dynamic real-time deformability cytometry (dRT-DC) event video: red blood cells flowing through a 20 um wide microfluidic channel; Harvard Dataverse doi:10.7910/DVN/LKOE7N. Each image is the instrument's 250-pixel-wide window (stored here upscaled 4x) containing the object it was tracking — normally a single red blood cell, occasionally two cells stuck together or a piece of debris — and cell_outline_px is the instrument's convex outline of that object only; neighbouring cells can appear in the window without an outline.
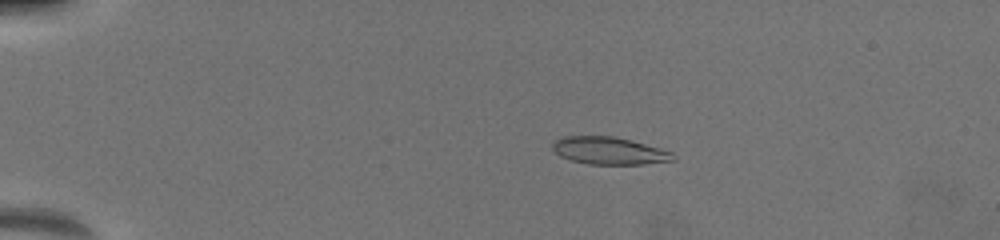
{"species": "common noctule bat (a hibernating species)", "species_latin": "Nyctalus noctula", "temperature_condition": "warm", "stored_images_in_passage": 52, "camera_frame_rate_fps": 3000, "um_per_image_px": 0.085, "animal": {"sex": "female", "body_mass_g": 19.5, "forearm_length_mm": 54.1}, "frame": {"image": 1, "passage_image": 12, "time_ms": 3.333, "image_size_px": [1000, 240], "cell_outline_px": [[676, 160], [644, 164], [588, 164], [572, 160], [560, 156], [552, 148], [552, 144], [556, 140], [564, 136], [612, 136], [632, 140], [672, 152], [676, 156]], "centroid_in_image_um": [51.8, 12.81], "position_along_channel_um": 33.2, "area_um2": 19.19}}
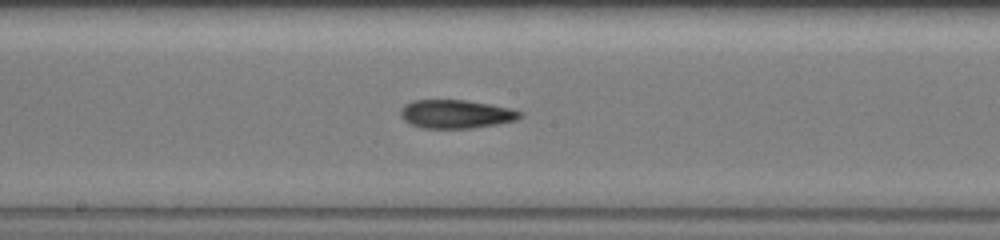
{"frame": {"image": 2, "passage_image": 31, "time_ms": 9.667, "image_size_px": [1000, 240], "cell_outline_px": [[520, 116], [516, 120], [496, 124], [472, 128], [420, 128], [408, 124], [400, 116], [400, 112], [404, 104], [416, 100], [464, 100], [488, 104], [508, 108], [520, 112]], "centroid_in_image_um": [38.67, 9.7], "position_along_channel_um": 209.5, "area_um2": 19.65}}
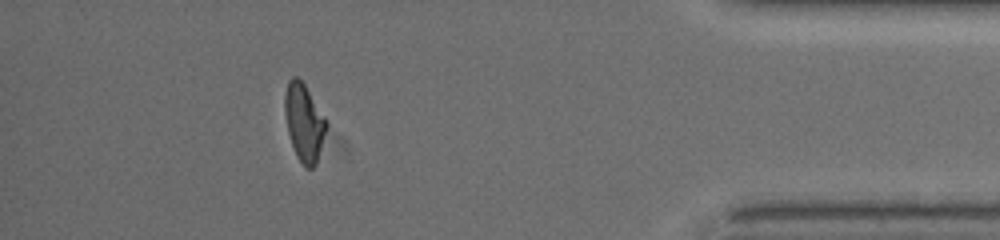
{"frame": {"image": 3, "passage_image": 47, "time_ms": 15.667, "image_size_px": [1000, 240], "cell_outline_px": [[328, 124], [316, 164], [312, 168], [304, 168], [296, 156], [288, 132], [284, 112], [284, 96], [288, 80], [292, 76], [296, 76], [304, 84], [328, 120]], "centroid_in_image_um": [25.85, 10.4], "position_along_channel_um": 409.4, "area_um2": 18.9}, "authors_computed_cell_mechanics": {"area_um2": 19.2763, "velocity_mm_per_s": 4.0057, "shape_relaxation_time_tau1_ms": 10.843, "shape_relaxation_time_tau2_ms": 1.413, "deformation_change_tau1": 0.337, "deformation_change_tau2": 0.0862}}